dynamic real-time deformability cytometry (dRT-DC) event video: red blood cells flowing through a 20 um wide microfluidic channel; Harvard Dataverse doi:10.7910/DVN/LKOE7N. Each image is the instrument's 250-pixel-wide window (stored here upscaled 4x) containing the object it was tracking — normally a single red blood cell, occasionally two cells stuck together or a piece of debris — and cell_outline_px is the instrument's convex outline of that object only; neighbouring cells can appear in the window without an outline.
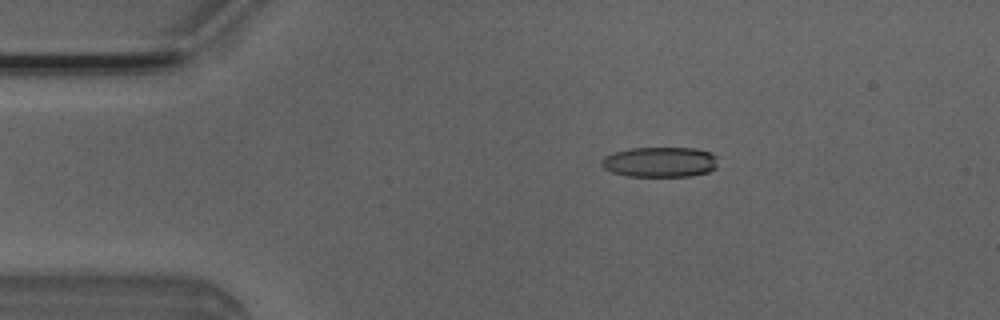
{"species": "Egyptian fruit bat (a non-hibernating species)", "species_latin": "Rousettus aegyptiacus", "temperature_condition": "room temperature", "stored_images_in_passage": 51, "camera_frame_rate_fps": 3000, "um_per_image_px": 0.085, "animal": {"sex": "male"}, "frame": {"image": 1, "passage_image": 9, "time_ms": 2.667, "image_size_px": [1000, 320], "cell_outline_px": [[716, 168], [708, 172], [692, 176], [628, 176], [612, 172], [604, 168], [600, 164], [600, 160], [604, 156], [612, 152], [632, 148], [696, 148], [712, 152], [716, 156]], "centroid_in_image_um": [56.09, 13.77], "position_along_channel_um": 28.9, "area_um2": 20.69}}
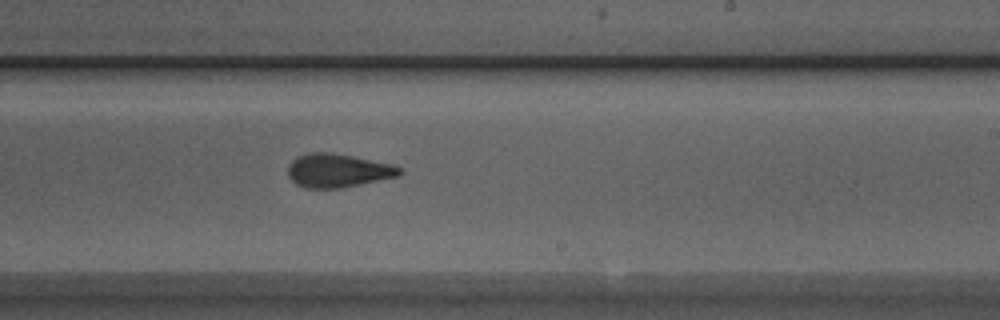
{"frame": {"image": 2, "passage_image": 30, "time_ms": 9.667, "image_size_px": [1000, 320], "cell_outline_px": [[404, 172], [400, 176], [340, 188], [304, 188], [296, 184], [288, 176], [288, 164], [296, 156], [308, 152], [332, 152], [392, 164], [404, 168]], "centroid_in_image_um": [28.73, 14.49], "position_along_channel_um": 260.3, "area_um2": 22.14}}
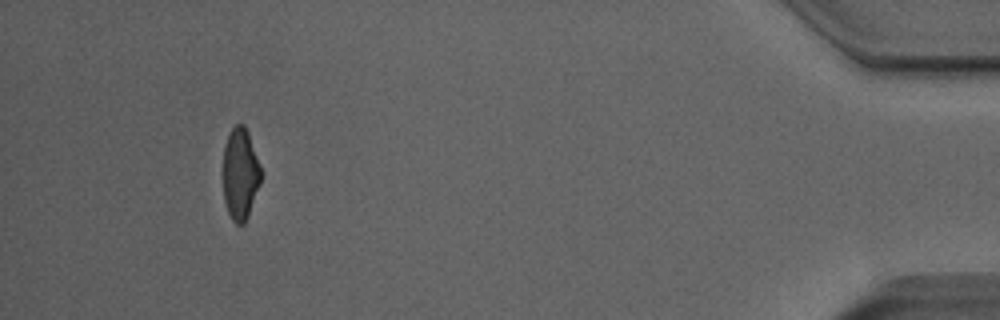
{"frame": {"image": 3, "passage_image": 47, "time_ms": 15.333, "image_size_px": [1000, 320], "cell_outline_px": [[260, 184], [248, 216], [244, 224], [236, 224], [232, 220], [228, 212], [224, 200], [224, 144], [232, 128], [236, 124], [244, 124], [248, 132], [260, 168]], "centroid_in_image_um": [20.41, 14.8], "position_along_channel_um": 414.8, "area_um2": 19.88}, "authors_computed_cell_mechanics": {"area_um2": 21.6172, "velocity_mm_per_s": 4.0287, "shape_relaxation_time_tau1_ms": 8.0089, "shape_relaxation_time_tau2_ms": 1.6863, "deformation_change_tau1": 0.2039, "deformation_change_tau2": 0.1077}}